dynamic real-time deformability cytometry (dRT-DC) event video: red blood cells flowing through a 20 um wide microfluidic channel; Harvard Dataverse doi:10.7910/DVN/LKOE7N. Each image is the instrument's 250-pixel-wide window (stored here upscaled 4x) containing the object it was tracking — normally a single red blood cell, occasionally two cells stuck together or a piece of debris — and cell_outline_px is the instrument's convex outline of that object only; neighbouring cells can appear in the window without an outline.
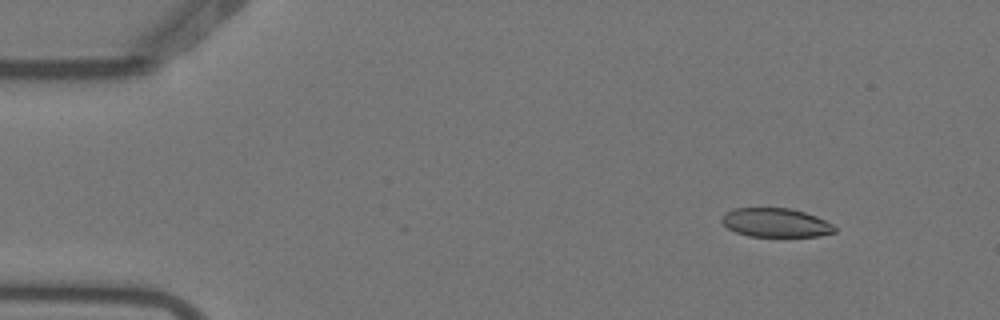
{"species": "Egyptian fruit bat (a non-hibernating species)", "species_latin": "Rousettus aegyptiacus", "temperature_condition": "warm", "stored_images_in_passage": 3, "camera_frame_rate_fps": 3000, "um_per_image_px": 0.085, "animal": {"sex": "female"}, "frame": {"image": 1, "passage_image": 1, "time_ms": 0.0, "image_size_px": [1000, 320], "cell_outline_px": [[836, 232], [820, 236], [748, 236], [736, 232], [728, 228], [720, 220], [724, 212], [736, 208], [788, 208], [804, 212], [816, 216], [832, 224], [836, 228]], "centroid_in_image_um": [65.92, 18.92], "position_along_channel_um": 19.1, "area_um2": 18.96}}
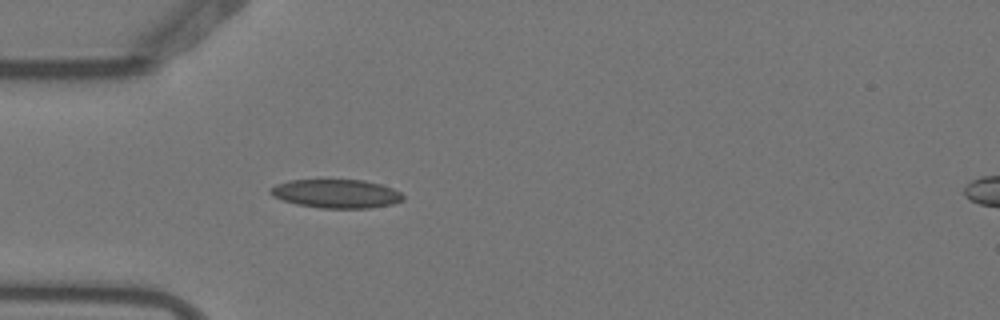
{"frame": {"image": 2, "passage_image": 3, "time_ms": 0.667, "image_size_px": [1000, 320], "cell_outline_px": [[404, 200], [392, 204], [368, 208], [320, 208], [296, 204], [272, 196], [268, 192], [268, 188], [276, 184], [288, 180], [364, 180], [380, 184], [392, 188], [400, 192], [404, 196]], "centroid_in_image_um": [28.55, 16.46], "position_along_channel_um": 56.4, "area_um2": 22.25}}